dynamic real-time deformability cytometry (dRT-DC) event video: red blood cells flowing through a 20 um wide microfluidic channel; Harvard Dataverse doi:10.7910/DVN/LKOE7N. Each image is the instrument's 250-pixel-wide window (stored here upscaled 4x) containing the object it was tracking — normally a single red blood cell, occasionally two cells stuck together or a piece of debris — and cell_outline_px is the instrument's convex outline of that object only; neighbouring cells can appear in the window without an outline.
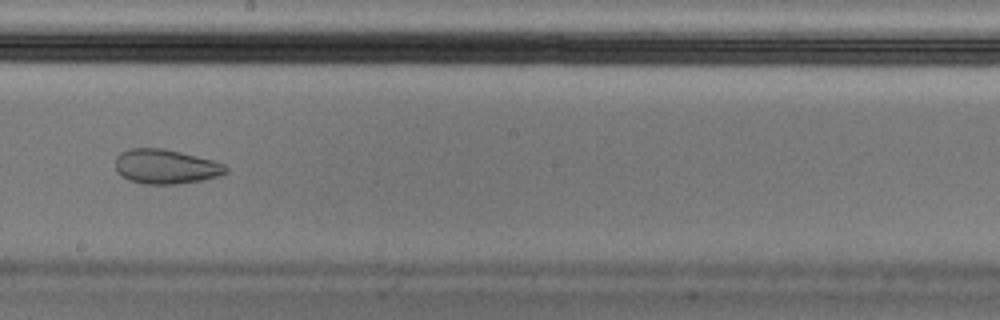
{"species": "Egyptian fruit bat (a non-hibernating species)", "species_latin": "Rousettus aegyptiacus", "temperature_condition": "cold", "stored_images_in_passage": 57, "camera_frame_rate_fps": 3000, "um_per_image_px": 0.085, "animal": {"sex": "male"}, "frame": {"image": 1, "passage_image": 33, "time_ms": 10.667, "image_size_px": [1000, 320], "cell_outline_px": [[228, 172], [220, 176], [204, 180], [176, 184], [144, 184], [128, 180], [116, 172], [116, 156], [120, 152], [128, 148], [164, 148], [212, 160], [224, 164], [228, 168]], "centroid_in_image_um": [14.08, 14.16], "position_along_channel_um": 234.1, "area_um2": 22.43}, "authors_computed_cell_mechanics": {"area_um2": 24.9118, "velocity_mm_per_s": 3.5303, "shape_relaxation_time_tau1_ms": null, "shape_relaxation_time_tau2_ms": 1.5491, "deformation_change_tau1": null, "deformation_change_tau2": 0.0611}}